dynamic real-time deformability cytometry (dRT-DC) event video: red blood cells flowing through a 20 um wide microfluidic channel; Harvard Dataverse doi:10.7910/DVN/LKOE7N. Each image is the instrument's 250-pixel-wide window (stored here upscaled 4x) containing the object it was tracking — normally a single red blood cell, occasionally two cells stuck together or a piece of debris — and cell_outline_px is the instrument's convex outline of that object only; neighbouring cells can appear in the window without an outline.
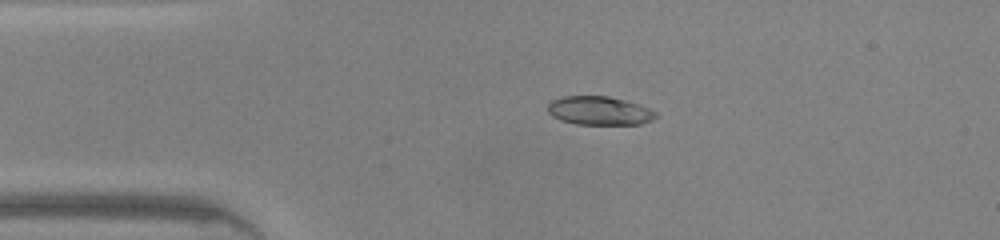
{"species": "common noctule bat (a hibernating species)", "species_latin": "Nyctalus noctula", "temperature_condition": "warm", "stored_images_in_passage": 37, "camera_frame_rate_fps": 3000, "um_per_image_px": 0.085, "animal": {"sex": "male", "body_mass_g": 20.0, "forearm_length_mm": 53.3}, "frame": {"image": 1, "passage_image": 1, "time_ms": 0.0, "image_size_px": [1000, 240], "cell_outline_px": [[660, 116], [652, 120], [640, 124], [576, 124], [560, 120], [552, 116], [548, 112], [548, 104], [552, 100], [564, 96], [608, 96], [640, 104], [656, 112]], "centroid_in_image_um": [50.96, 9.41], "position_along_channel_um": 34.0, "area_um2": 18.09}}
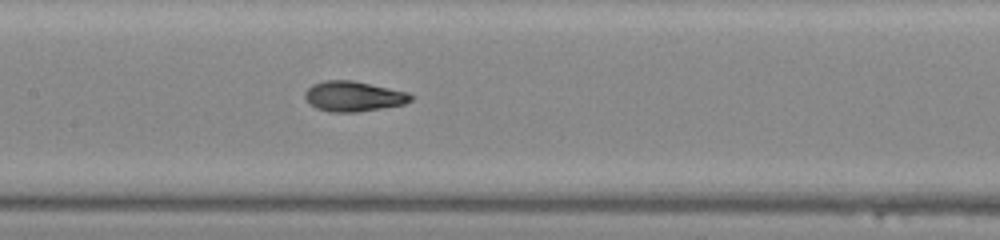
{"frame": {"image": 2, "passage_image": 13, "time_ms": 4.0, "image_size_px": [1000, 240], "cell_outline_px": [[412, 100], [404, 104], [356, 112], [328, 112], [316, 108], [304, 96], [304, 92], [312, 84], [324, 80], [352, 80], [408, 92], [412, 96]], "centroid_in_image_um": [30.03, 8.18], "position_along_channel_um": 177.4, "area_um2": 18.5}}
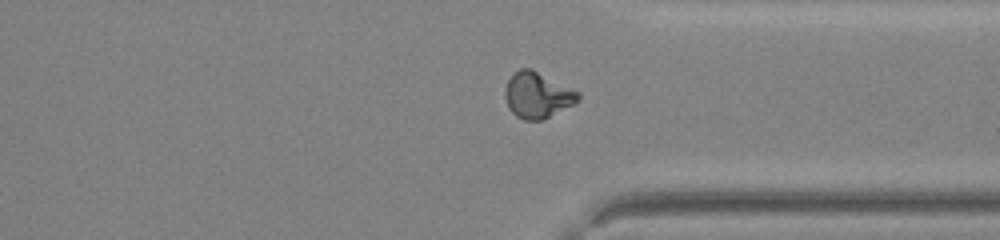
{"frame": {"image": 3, "passage_image": 26, "time_ms": 8.333, "image_size_px": [1000, 240], "cell_outline_px": [[580, 96], [572, 104], [540, 120], [524, 120], [516, 116], [508, 108], [504, 96], [504, 88], [508, 80], [520, 68], [532, 68], [580, 92]], "centroid_in_image_um": [45.63, 8.06], "position_along_channel_um": 365.8, "area_um2": 19.31}, "authors_computed_cell_mechanics": {"area_um2": 18.496, "velocity_mm_per_s": 4.3885, "shape_relaxation_time_tau1_ms": 8.0974, "shape_relaxation_time_tau2_ms": 0.9984, "deformation_change_tau1": 0.2647, "deformation_change_tau2": 0.0501}}